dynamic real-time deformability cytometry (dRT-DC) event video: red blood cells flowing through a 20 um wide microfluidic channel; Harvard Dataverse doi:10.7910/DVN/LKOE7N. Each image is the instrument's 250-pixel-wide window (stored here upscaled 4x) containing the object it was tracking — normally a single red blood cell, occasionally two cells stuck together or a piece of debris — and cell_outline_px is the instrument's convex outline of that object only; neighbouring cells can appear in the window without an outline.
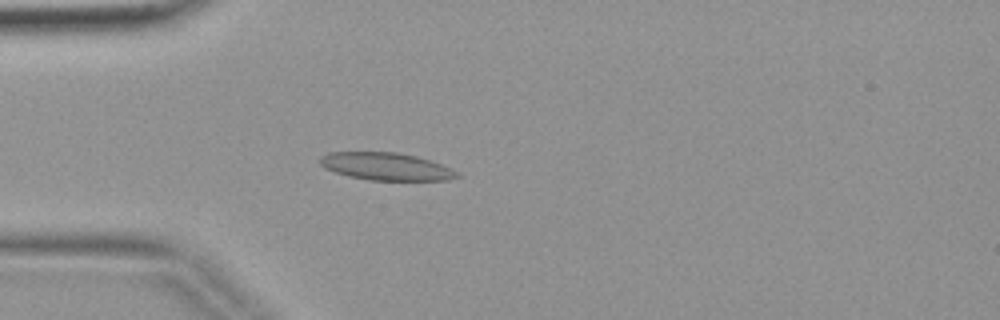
{"species": "common noctule bat (a hibernating species)", "species_latin": "Nyctalus noctula", "temperature_condition": "warm", "stored_images_in_passage": 4, "camera_frame_rate_fps": 3000, "um_per_image_px": 0.085, "animal": {"sex": "female", "body_mass_g": 19.9}, "frame": {"image": 1, "passage_image": 4, "time_ms": 1.0, "image_size_px": [1000, 320], "cell_outline_px": [[460, 176], [448, 180], [368, 180], [348, 176], [324, 168], [320, 164], [320, 156], [328, 152], [396, 152], [416, 156], [440, 164], [456, 172]], "centroid_in_image_um": [32.76, 14.15], "position_along_channel_um": 52.2, "area_um2": 21.79}}